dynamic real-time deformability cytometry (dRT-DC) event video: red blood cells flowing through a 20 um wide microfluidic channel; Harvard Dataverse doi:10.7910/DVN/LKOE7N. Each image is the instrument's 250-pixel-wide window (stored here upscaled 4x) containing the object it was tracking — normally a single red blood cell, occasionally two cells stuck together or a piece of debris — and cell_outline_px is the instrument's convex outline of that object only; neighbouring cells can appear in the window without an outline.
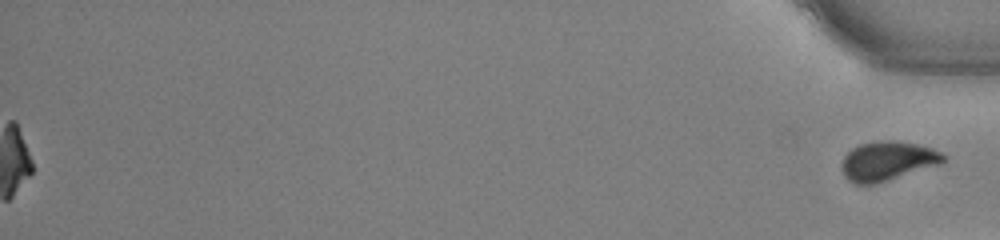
{"species": "common noctule bat (a hibernating species)", "species_latin": "Nyctalus noctula", "temperature_condition": "warm", "stored_images_in_passage": 54, "segment_of_instrument_passage": [2, 2], "camera_frame_rate_fps": 3000, "um_per_image_px": 0.085, "animal": {"sex": "male", "body_mass_g": 13.0, "forearm_length_mm": 53.1}, "frame": {"image": 1, "passage_image": 54, "time_ms": 17.667, "image_size_px": [1000, 240], "cell_outline_px": [[948, 156], [940, 164], [872, 184], [856, 184], [848, 180], [844, 176], [840, 168], [844, 156], [852, 148], [860, 144], [880, 140], [892, 140], [916, 144], [932, 148]], "centroid_in_image_um": [75.41, 13.67], "position_along_channel_um": 359.8, "area_um2": 23.0}}